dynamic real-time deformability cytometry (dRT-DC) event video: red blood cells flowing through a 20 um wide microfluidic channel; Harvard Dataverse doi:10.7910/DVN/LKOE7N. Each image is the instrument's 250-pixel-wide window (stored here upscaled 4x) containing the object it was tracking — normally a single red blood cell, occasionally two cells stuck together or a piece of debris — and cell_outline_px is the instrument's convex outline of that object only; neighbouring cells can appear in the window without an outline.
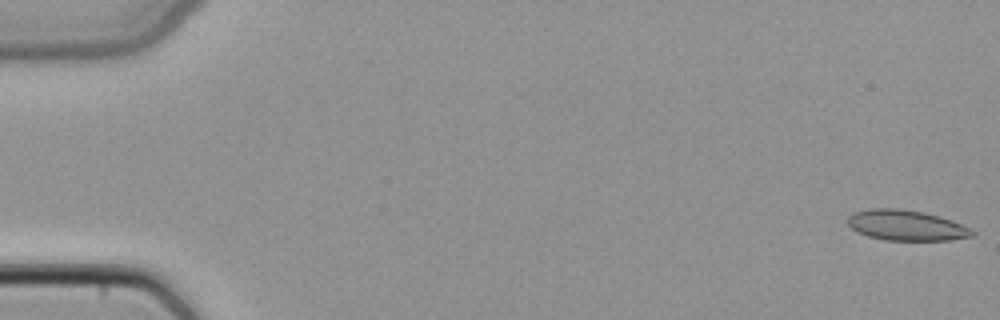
{"species": "common noctule bat (a hibernating species)", "species_latin": "Nyctalus noctula", "temperature_condition": "cold", "stored_images_in_passage": 49, "camera_frame_rate_fps": 3000, "um_per_image_px": 0.085, "animal": {"sex": "female", "body_mass_g": 22.7, "forearm_length_mm": 54.2}, "frame": {"image": 1, "passage_image": 1, "time_ms": 0.0, "image_size_px": [1000, 320], "cell_outline_px": [[976, 232], [972, 236], [952, 240], [884, 240], [868, 236], [856, 232], [848, 224], [848, 216], [852, 212], [868, 208], [896, 208], [924, 212], [940, 216], [952, 220]], "centroid_in_image_um": [76.99, 19.15], "position_along_channel_um": 8.0, "area_um2": 22.2}}
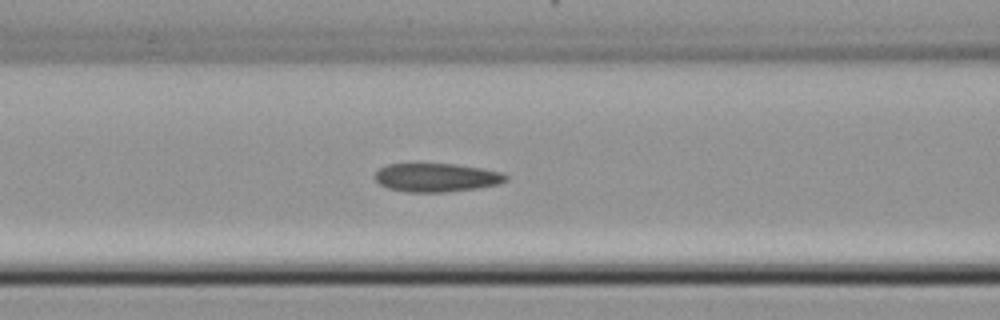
{"frame": {"image": 2, "passage_image": 21, "time_ms": 6.667, "image_size_px": [1000, 320], "cell_outline_px": [[508, 180], [500, 184], [476, 188], [444, 192], [408, 192], [388, 188], [380, 184], [376, 180], [376, 172], [380, 168], [388, 164], [456, 164], [504, 172], [508, 176]], "centroid_in_image_um": [37.15, 15.09], "position_along_channel_um": 129.5, "area_um2": 21.73}}
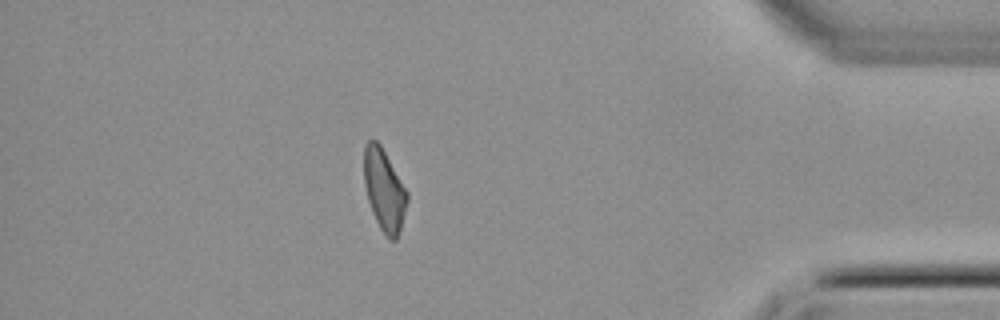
{"frame": {"image": 3, "passage_image": 43, "time_ms": 14.0, "image_size_px": [1000, 320], "cell_outline_px": [[408, 200], [400, 228], [396, 240], [388, 240], [380, 228], [372, 212], [368, 200], [364, 184], [364, 144], [368, 140], [376, 140], [380, 144], [408, 192]], "centroid_in_image_um": [32.65, 16.15], "position_along_channel_um": 402.6, "area_um2": 20.46}}